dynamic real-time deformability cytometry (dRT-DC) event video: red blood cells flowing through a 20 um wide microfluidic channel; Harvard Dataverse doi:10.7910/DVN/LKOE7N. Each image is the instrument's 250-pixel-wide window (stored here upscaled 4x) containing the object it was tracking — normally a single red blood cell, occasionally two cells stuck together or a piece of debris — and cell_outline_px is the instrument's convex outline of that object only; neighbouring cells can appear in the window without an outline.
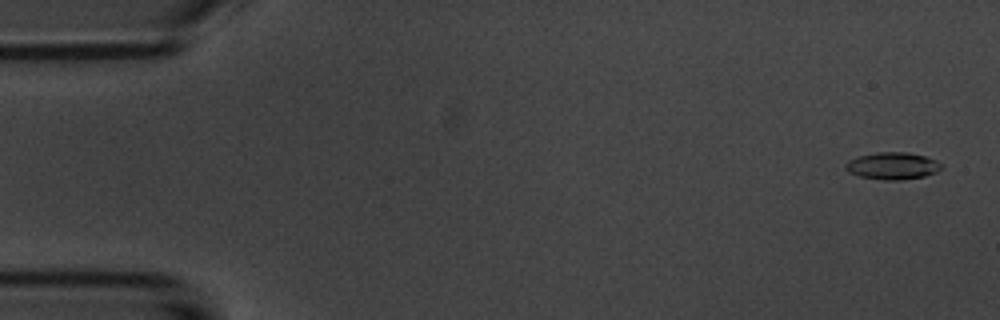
{"species": "common noctule bat (a hibernating species)", "species_latin": "Nyctalus noctula", "temperature_condition": "room temperature", "stored_images_in_passage": 55, "camera_frame_rate_fps": 3000, "um_per_image_px": 0.085, "animal": {"sex": "male", "body_mass_g": 20.1, "forearm_length_mm": 53.5}, "frame": {"image": 1, "passage_image": 2, "time_ms": 0.333, "image_size_px": [1000, 320], "cell_outline_px": [[944, 168], [936, 172], [924, 176], [900, 180], [884, 180], [860, 176], [848, 172], [844, 168], [844, 164], [848, 160], [856, 156], [876, 152], [908, 152], [924, 156], [936, 160]], "centroid_in_image_um": [75.83, 14.09], "position_along_channel_um": 9.2, "area_um2": 15.26}}
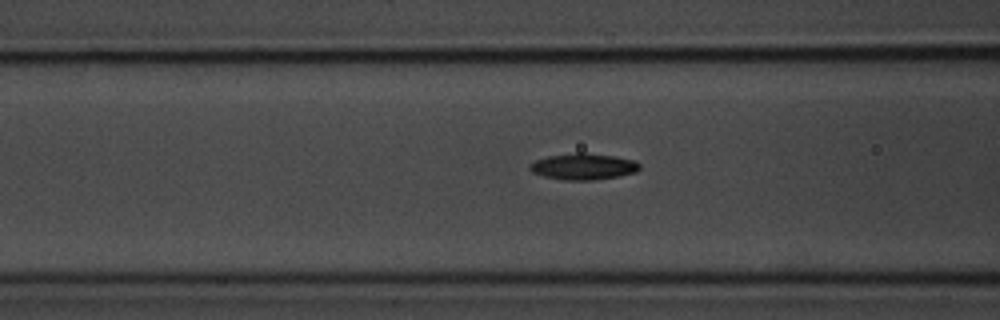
{"frame": {"image": 2, "passage_image": 21, "time_ms": 6.667, "image_size_px": [1000, 320], "cell_outline_px": [[640, 168], [636, 172], [620, 176], [592, 180], [564, 180], [544, 176], [532, 172], [528, 168], [528, 164], [536, 160], [548, 156], [576, 152], [584, 152], [616, 156], [636, 160], [640, 164]], "centroid_in_image_um": [49.6, 14.14], "position_along_channel_um": 117.0, "area_um2": 17.05}}
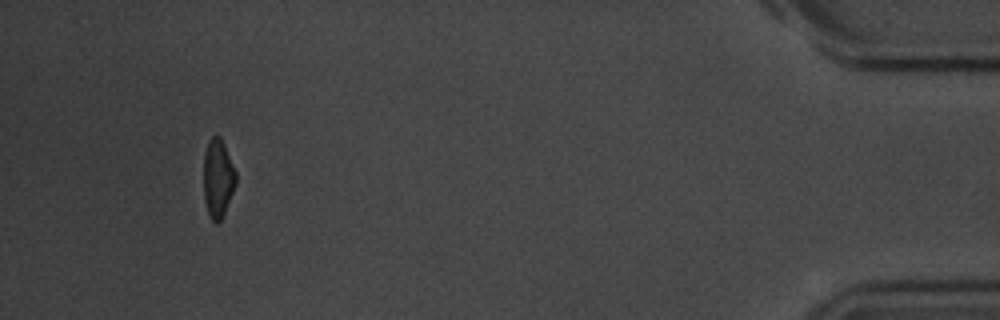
{"frame": {"image": 3, "passage_image": 51, "time_ms": 16.667, "image_size_px": [1000, 320], "cell_outline_px": [[236, 184], [224, 212], [220, 220], [216, 224], [208, 216], [204, 200], [204, 152], [208, 140], [212, 136], [220, 136], [224, 144], [236, 172]], "centroid_in_image_um": [18.51, 15.15], "position_along_channel_um": 416.7, "area_um2": 14.74}, "authors_computed_cell_mechanics": {"area_um2": 15.606, "velocity_mm_per_s": 3.7076, "shape_relaxation_time_tau1_ms": 2.9047, "shape_relaxation_time_tau2_ms": 5.8318, "deformation_change_tau1": 0.1271, "deformation_change_tau2": 0.105}}